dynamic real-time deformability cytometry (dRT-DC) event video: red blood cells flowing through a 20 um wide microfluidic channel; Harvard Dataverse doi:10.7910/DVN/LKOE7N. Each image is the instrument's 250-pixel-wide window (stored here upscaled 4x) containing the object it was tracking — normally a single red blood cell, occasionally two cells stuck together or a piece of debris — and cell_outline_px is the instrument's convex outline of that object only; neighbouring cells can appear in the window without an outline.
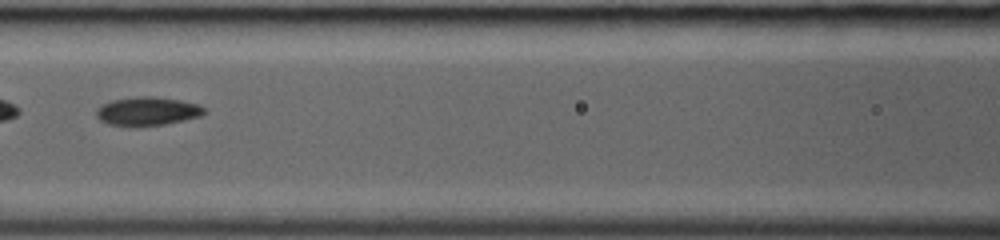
{"species": "common noctule bat (a hibernating species)", "species_latin": "Nyctalus noctula", "temperature_condition": "room temperature", "stored_images_in_passage": 26, "camera_frame_rate_fps": 3000, "um_per_image_px": 0.085, "animal": {"sex": "female", "body_mass_g": 19.0, "forearm_length_mm": 53.3}, "frame": {"image": 1, "passage_image": 15, "time_ms": 4.667, "image_size_px": [1000, 240], "cell_outline_px": [[208, 112], [200, 116], [184, 120], [164, 124], [136, 128], [132, 128], [108, 124], [100, 120], [96, 116], [96, 108], [112, 100], [140, 96], [156, 96], [180, 100], [200, 104]], "centroid_in_image_um": [12.53, 9.47], "position_along_channel_um": 154.1, "area_um2": 18.44}}
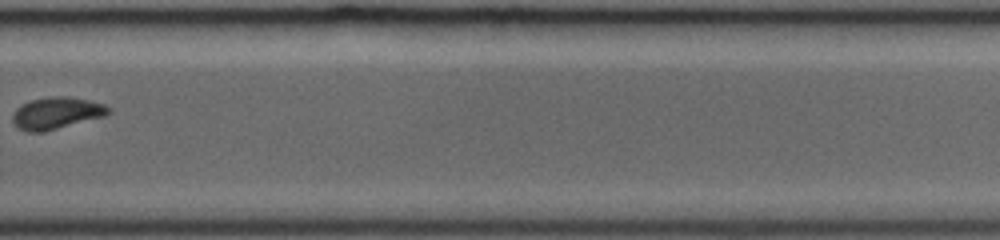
{"frame": {"image": 2, "passage_image": 21, "time_ms": 6.667, "image_size_px": [1000, 240], "cell_outline_px": [[112, 112], [104, 116], [44, 132], [28, 132], [20, 128], [12, 120], [12, 116], [16, 108], [32, 100], [52, 96], [68, 96], [88, 100], [104, 104], [112, 108]], "centroid_in_image_um": [4.84, 9.61], "position_along_channel_um": 325.0, "area_um2": 17.69}}
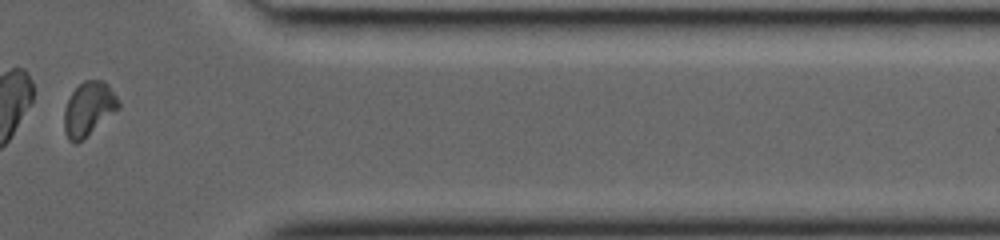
{"frame": {"image": 3, "passage_image": 24, "time_ms": 7.667, "image_size_px": [1000, 240], "cell_outline_px": [[120, 108], [84, 140], [76, 144], [72, 144], [68, 140], [64, 132], [64, 108], [72, 92], [84, 80], [100, 80], [108, 84], [120, 100]], "centroid_in_image_um": [7.54, 9.3], "position_along_channel_um": 403.9, "area_um2": 17.46}}